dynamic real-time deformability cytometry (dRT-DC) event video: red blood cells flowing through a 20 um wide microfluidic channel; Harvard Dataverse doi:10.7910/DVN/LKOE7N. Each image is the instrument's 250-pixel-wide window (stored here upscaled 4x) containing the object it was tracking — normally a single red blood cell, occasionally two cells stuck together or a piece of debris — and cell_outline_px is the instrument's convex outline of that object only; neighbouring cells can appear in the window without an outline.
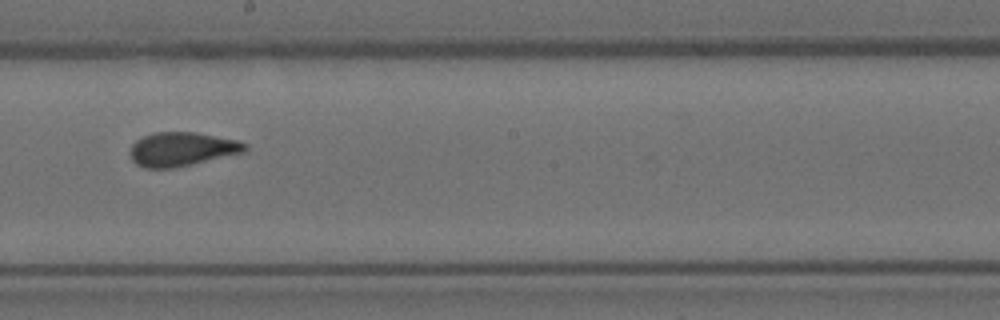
{"species": "Egyptian fruit bat (a non-hibernating species)", "species_latin": "Rousettus aegyptiacus", "temperature_condition": "room temperature", "stored_images_in_passage": 9, "camera_frame_rate_fps": 3000, "um_per_image_px": 0.085, "animal": {"sex": "female"}, "frame": {"image": 1, "passage_image": 8, "time_ms": 2.333, "image_size_px": [1000, 320], "cell_outline_px": [[248, 148], [244, 152], [176, 168], [144, 168], [136, 164], [132, 160], [132, 144], [136, 140], [144, 136], [156, 132], [196, 132], [236, 140], [248, 144]], "centroid_in_image_um": [15.48, 12.68], "position_along_channel_um": 232.7, "area_um2": 22.6}}
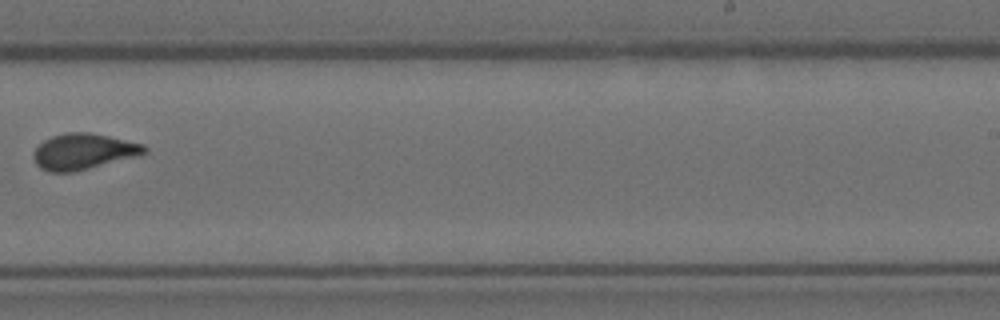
{"frame": {"image": 2, "passage_image": 9, "time_ms": 2.667, "image_size_px": [1000, 320], "cell_outline_px": [[148, 152], [140, 156], [72, 172], [48, 172], [40, 168], [36, 164], [32, 156], [32, 152], [44, 140], [52, 136], [64, 132], [88, 132], [108, 136], [144, 144], [148, 148]], "centroid_in_image_um": [7.1, 12.88], "position_along_channel_um": 281.9, "area_um2": 23.41}}